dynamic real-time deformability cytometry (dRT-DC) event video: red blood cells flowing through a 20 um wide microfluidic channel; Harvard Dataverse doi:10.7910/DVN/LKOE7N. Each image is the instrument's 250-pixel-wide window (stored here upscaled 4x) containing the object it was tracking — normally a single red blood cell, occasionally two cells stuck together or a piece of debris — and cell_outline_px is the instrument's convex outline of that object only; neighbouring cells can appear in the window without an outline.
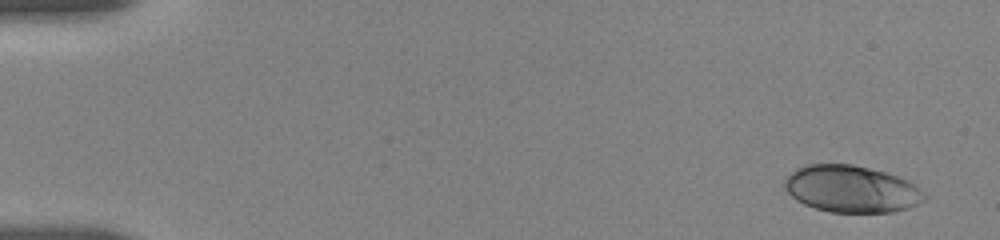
{"species": "human", "species_latin": "Homo sapiens", "temperature_condition": "room temperature", "stored_images_in_passage": 5, "camera_frame_rate_fps": 3000, "um_per_image_px": 0.085, "donor": {"sex": "female"}, "frame": {"image": 1, "passage_image": 1, "time_ms": 0.0, "image_size_px": [1000, 240], "cell_outline_px": [[928, 196], [924, 200], [908, 208], [892, 212], [828, 212], [804, 204], [796, 200], [784, 188], [784, 180], [796, 168], [808, 164], [852, 164], [884, 172], [908, 180], [916, 184]], "centroid_in_image_um": [72.38, 16.06], "position_along_channel_um": 12.6, "area_um2": 38.21}}
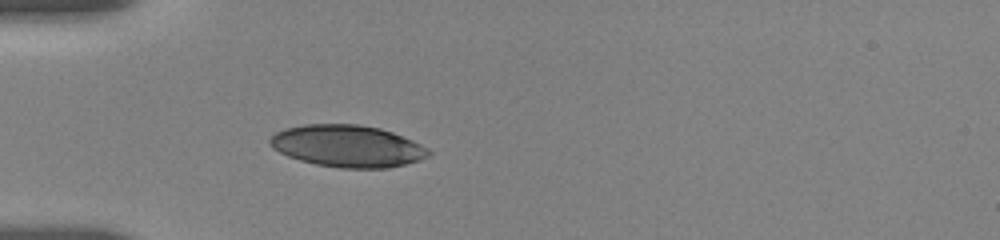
{"frame": {"image": 2, "passage_image": 5, "time_ms": 4.667, "image_size_px": [1000, 240], "cell_outline_px": [[432, 152], [428, 156], [420, 160], [388, 168], [340, 168], [316, 164], [300, 160], [288, 156], [272, 148], [268, 144], [268, 140], [276, 132], [284, 128], [304, 124], [360, 124], [380, 128], [392, 132], [412, 140], [428, 148]], "centroid_in_image_um": [29.52, 12.41], "position_along_channel_um": 55.5, "area_um2": 38.9}}